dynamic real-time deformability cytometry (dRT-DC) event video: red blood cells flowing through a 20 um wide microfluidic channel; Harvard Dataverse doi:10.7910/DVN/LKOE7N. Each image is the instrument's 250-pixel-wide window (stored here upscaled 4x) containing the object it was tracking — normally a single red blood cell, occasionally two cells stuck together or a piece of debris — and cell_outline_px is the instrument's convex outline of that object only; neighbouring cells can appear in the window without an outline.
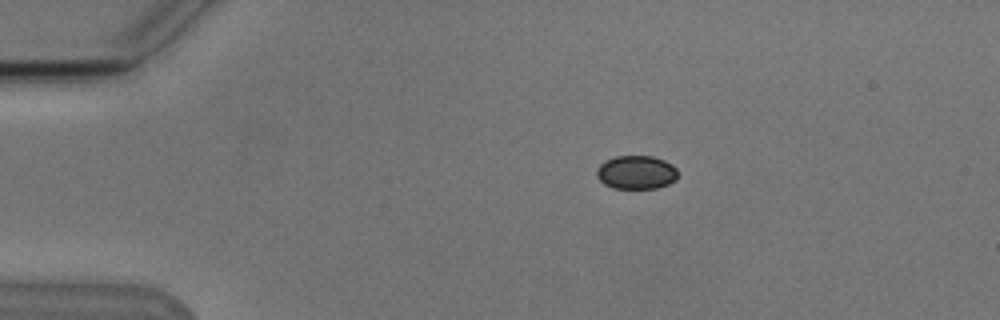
{"species": "Egyptian fruit bat (a non-hibernating species)", "species_latin": "Rousettus aegyptiacus", "temperature_condition": "cold", "stored_images_in_passage": 8, "camera_frame_rate_fps": 3000, "um_per_image_px": 0.085, "animal": {"sex": "male"}, "frame": {"image": 1, "passage_image": 2, "time_ms": 2.0, "image_size_px": [1000, 320], "cell_outline_px": [[680, 172], [676, 180], [668, 184], [656, 188], [612, 188], [604, 184], [596, 176], [596, 168], [604, 160], [616, 156], [652, 156], [664, 160], [672, 164]], "centroid_in_image_um": [54.09, 14.64], "position_along_channel_um": 30.9, "area_um2": 16.13}}
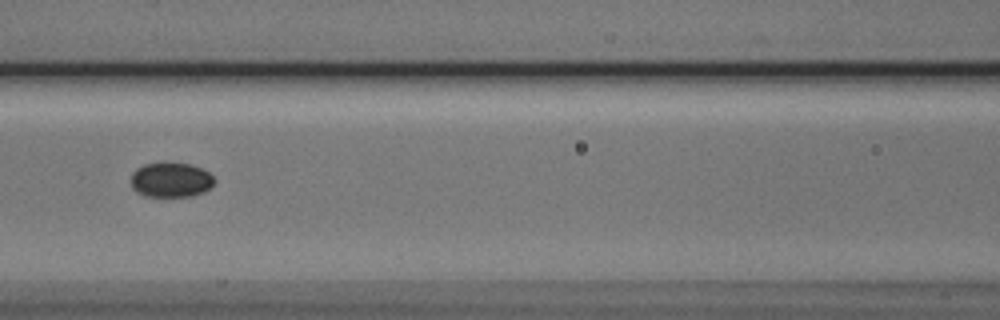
{"frame": {"image": 2, "passage_image": 6, "time_ms": 6.667, "image_size_px": [1000, 320], "cell_outline_px": [[216, 180], [204, 192], [192, 196], [144, 196], [136, 192], [132, 188], [132, 172], [136, 168], [144, 164], [192, 164], [208, 172]], "centroid_in_image_um": [14.51, 15.31], "position_along_channel_um": 152.1, "area_um2": 16.65}}
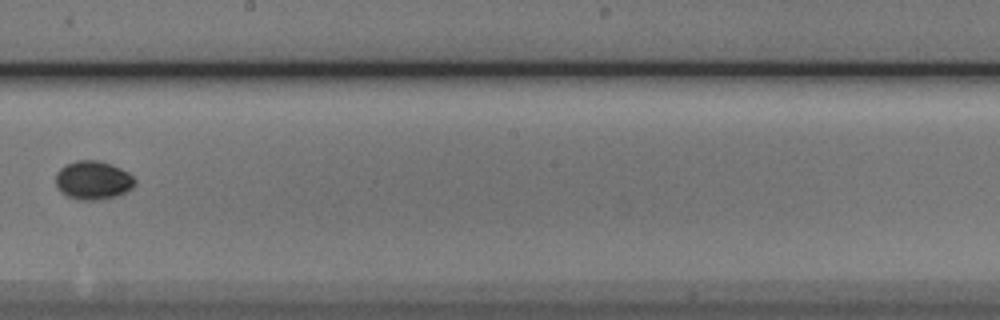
{"frame": {"image": 3, "passage_image": 8, "time_ms": 9.0, "image_size_px": [1000, 320], "cell_outline_px": [[136, 184], [132, 188], [116, 196], [100, 200], [80, 200], [68, 196], [60, 192], [56, 188], [56, 172], [60, 168], [76, 160], [100, 160], [112, 164], [128, 172], [136, 180]], "centroid_in_image_um": [7.91, 15.32], "position_along_channel_um": 240.3, "area_um2": 17.98}}